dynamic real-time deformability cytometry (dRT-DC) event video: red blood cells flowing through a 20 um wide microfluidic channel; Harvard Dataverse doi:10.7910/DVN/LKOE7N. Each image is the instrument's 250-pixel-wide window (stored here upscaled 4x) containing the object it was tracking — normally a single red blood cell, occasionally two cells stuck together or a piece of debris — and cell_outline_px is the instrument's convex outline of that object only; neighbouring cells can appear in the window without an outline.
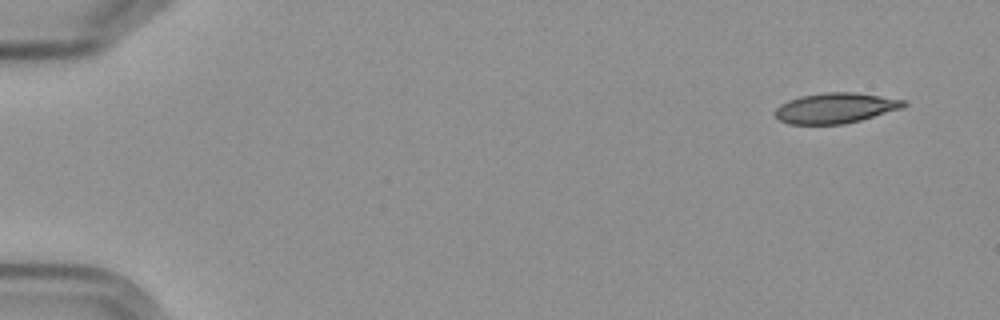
{"species": "Egyptian fruit bat (a non-hibernating species)", "species_latin": "Rousettus aegyptiacus", "temperature_condition": "cold", "stored_images_in_passage": 4, "camera_frame_rate_fps": 3000, "um_per_image_px": 0.085, "frame": {"image": 1, "passage_image": 1, "time_ms": 0.0, "image_size_px": [1000, 320], "cell_outline_px": [[908, 104], [904, 108], [860, 120], [844, 124], [788, 124], [780, 120], [772, 112], [780, 104], [788, 100], [800, 96], [824, 92], [852, 92], [880, 96], [904, 100]], "centroid_in_image_um": [71.0, 9.18], "position_along_channel_um": 14.0, "area_um2": 22.83}}